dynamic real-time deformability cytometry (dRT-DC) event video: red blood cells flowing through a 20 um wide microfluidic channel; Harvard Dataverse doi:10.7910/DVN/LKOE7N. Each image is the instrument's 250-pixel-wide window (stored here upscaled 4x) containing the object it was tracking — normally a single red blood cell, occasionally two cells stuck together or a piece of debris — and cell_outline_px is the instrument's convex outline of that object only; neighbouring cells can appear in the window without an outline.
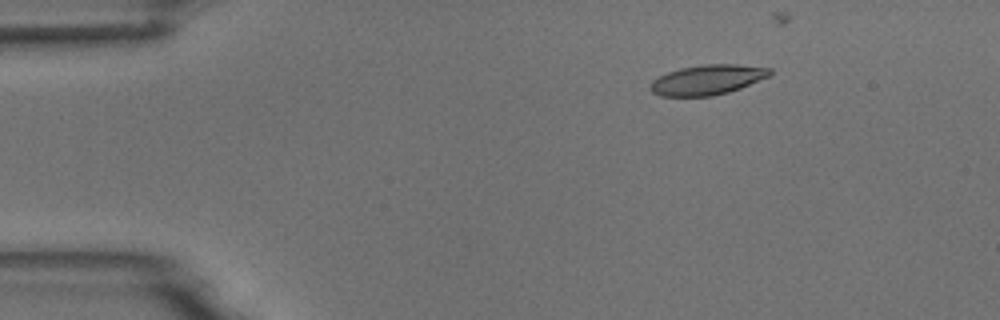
{"species": "common noctule bat (a hibernating species)", "species_latin": "Nyctalus noctula", "temperature_condition": "room temperature", "stored_images_in_passage": 5, "camera_frame_rate_fps": 3000, "um_per_image_px": 0.085, "animal": {"sex": "male", "body_mass_g": 18.8}, "frame": {"image": 1, "passage_image": 3, "time_ms": 2.333, "image_size_px": [1000, 320], "cell_outline_px": [[772, 72], [768, 76], [740, 88], [728, 92], [712, 96], [660, 96], [652, 92], [648, 88], [652, 80], [668, 72], [680, 68], [704, 64], [736, 64], [772, 68]], "centroid_in_image_um": [60.1, 6.78], "position_along_channel_um": 24.9, "area_um2": 20.81}}